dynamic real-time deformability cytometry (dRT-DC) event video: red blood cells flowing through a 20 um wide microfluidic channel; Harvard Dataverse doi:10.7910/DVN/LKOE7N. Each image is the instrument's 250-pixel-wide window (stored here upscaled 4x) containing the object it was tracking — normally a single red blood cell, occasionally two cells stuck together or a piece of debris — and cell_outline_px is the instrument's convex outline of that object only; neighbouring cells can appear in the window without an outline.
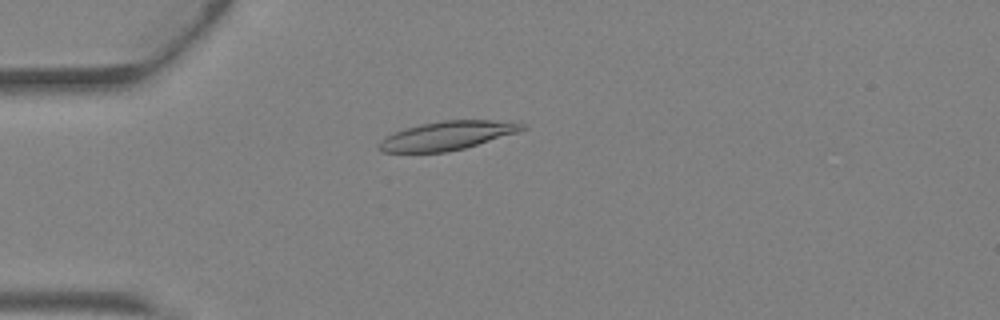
{"species": "Egyptian fruit bat (a non-hibernating species)", "species_latin": "Rousettus aegyptiacus", "temperature_condition": "warm", "stored_images_in_passage": 36, "camera_frame_rate_fps": 3000, "um_per_image_px": 0.085, "animal": {"sex": "female"}, "frame": {"image": 1, "passage_image": 5, "time_ms": 1.333, "image_size_px": [1000, 320], "cell_outline_px": [[528, 128], [516, 132], [464, 148], [448, 152], [380, 152], [376, 148], [380, 140], [392, 132], [404, 128], [420, 124], [444, 120], [492, 120], [524, 124]], "centroid_in_image_um": [37.91, 11.53], "position_along_channel_um": 47.1, "area_um2": 23.81}}
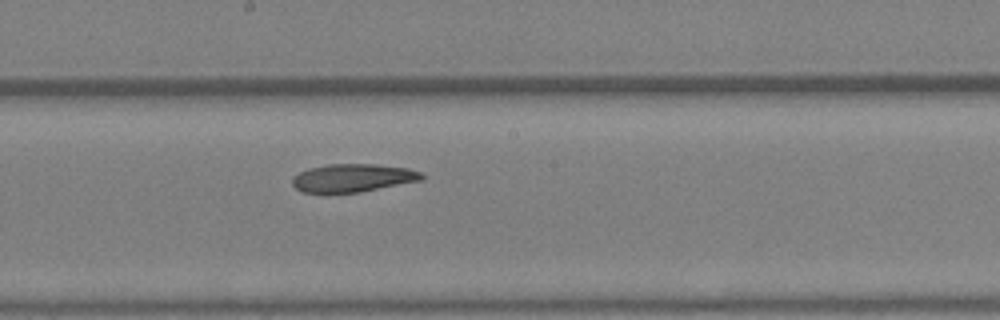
{"frame": {"image": 2, "passage_image": 17, "time_ms": 5.333, "image_size_px": [1000, 320], "cell_outline_px": [[424, 180], [360, 192], [300, 192], [292, 184], [292, 176], [308, 168], [328, 164], [376, 164], [408, 168], [420, 172], [424, 176]], "centroid_in_image_um": [30.0, 15.12], "position_along_channel_um": 218.2, "area_um2": 21.21}}
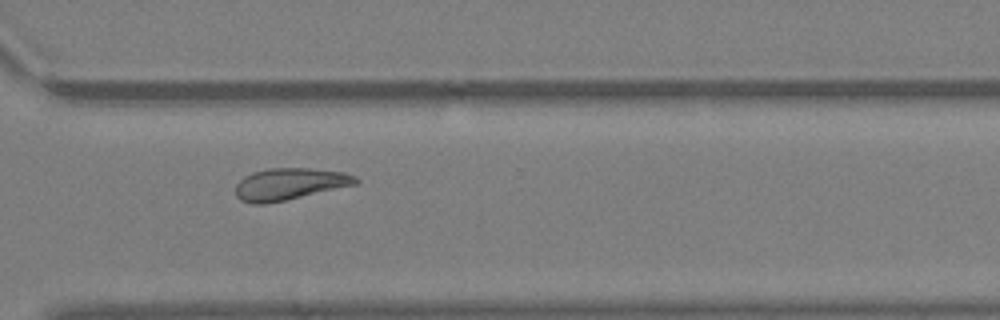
{"frame": {"image": 3, "passage_image": 25, "time_ms": 8.0, "image_size_px": [1000, 320], "cell_outline_px": [[360, 180], [356, 184], [268, 204], [252, 204], [240, 200], [236, 196], [236, 184], [244, 176], [252, 172], [268, 168], [308, 168], [344, 172], [356, 176]], "centroid_in_image_um": [24.58, 15.64], "position_along_channel_um": 346.0, "area_um2": 22.31}}